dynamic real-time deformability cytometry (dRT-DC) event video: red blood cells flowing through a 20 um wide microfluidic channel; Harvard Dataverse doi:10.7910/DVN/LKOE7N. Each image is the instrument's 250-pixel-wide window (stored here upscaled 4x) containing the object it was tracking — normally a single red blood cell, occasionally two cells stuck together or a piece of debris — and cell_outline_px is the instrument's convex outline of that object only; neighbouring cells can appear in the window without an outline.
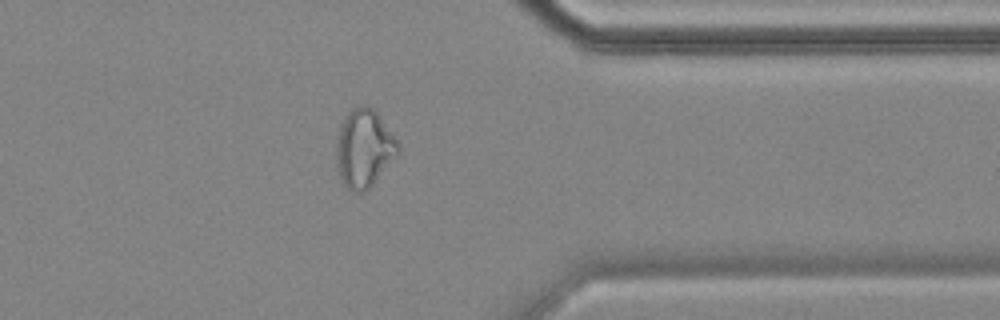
{"species": "common noctule bat (a hibernating species)", "species_latin": "Nyctalus noctula", "temperature_condition": "cold", "stored_images_in_passage": 41, "camera_frame_rate_fps": 3000, "um_per_image_px": 0.085, "animal": {"sex": "female", "body_mass_g": 18.4}, "frame": {"image": 1, "passage_image": 35, "time_ms": 11.333, "image_size_px": [1000, 320], "cell_outline_px": [[400, 152], [372, 184], [364, 192], [356, 192], [348, 188], [340, 180], [336, 164], [336, 144], [340, 124], [344, 116], [352, 108], [364, 104], [372, 108], [376, 112], [400, 144]], "centroid_in_image_um": [30.92, 12.6], "position_along_channel_um": 380.5, "area_um2": 28.03}}